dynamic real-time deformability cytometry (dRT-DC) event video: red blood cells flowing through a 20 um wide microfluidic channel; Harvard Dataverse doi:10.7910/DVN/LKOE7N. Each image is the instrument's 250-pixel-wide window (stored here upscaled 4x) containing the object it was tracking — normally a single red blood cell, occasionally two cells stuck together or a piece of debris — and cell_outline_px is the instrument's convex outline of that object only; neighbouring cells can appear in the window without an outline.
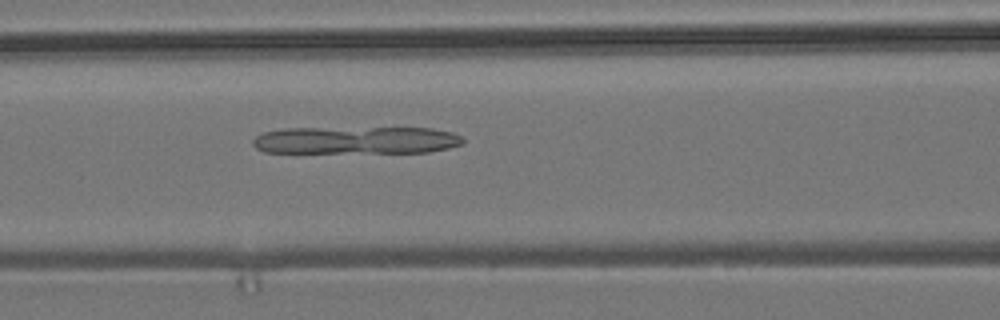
{"species": "common noctule bat (a hibernating species)", "species_latin": "Nyctalus noctula", "temperature_condition": "room temperature", "stored_images_in_passage": 47, "camera_frame_rate_fps": 3000, "um_per_image_px": 0.085, "animal": {"sex": "male", "body_mass_g": 19.2, "forearm_length_mm": 51.8}, "frame": {"image": 1, "passage_image": 15, "time_ms": 4.667, "image_size_px": [1000, 320], "cell_outline_px": [[464, 144], [448, 148], [428, 152], [264, 152], [256, 148], [252, 144], [252, 140], [256, 136], [264, 132], [280, 128], [432, 128], [452, 132], [460, 136], [464, 140]], "centroid_in_image_um": [30.26, 11.91], "position_along_channel_um": 136.3, "area_um2": 33.7}}
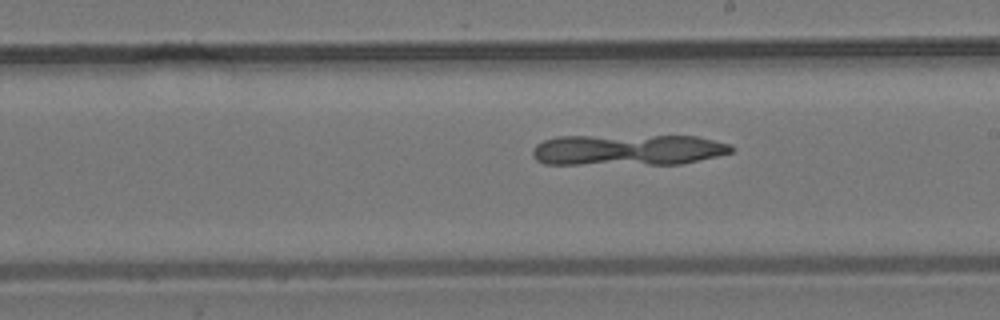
{"frame": {"image": 2, "passage_image": 23, "time_ms": 7.333, "image_size_px": [1000, 320], "cell_outline_px": [[736, 148], [732, 152], [716, 156], [680, 164], [544, 164], [536, 160], [532, 156], [532, 148], [536, 144], [544, 140], [556, 136], [696, 136], [732, 144]], "centroid_in_image_um": [53.35, 12.74], "position_along_channel_um": 235.7, "area_um2": 36.24}}
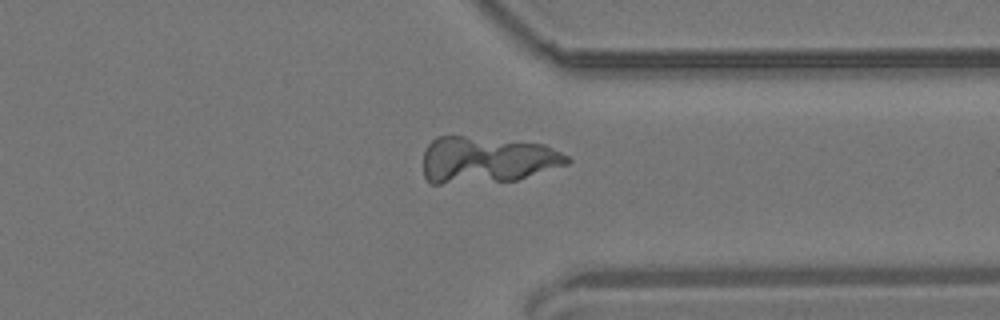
{"frame": {"image": 3, "passage_image": 34, "time_ms": 11.0, "image_size_px": [1000, 320], "cell_outline_px": [[572, 160], [568, 164], [516, 180], [440, 184], [432, 184], [424, 176], [424, 152], [428, 144], [436, 136], [464, 136], [544, 144], [568, 156]], "centroid_in_image_um": [41.37, 13.59], "position_along_channel_um": 370.0, "area_um2": 38.9}}